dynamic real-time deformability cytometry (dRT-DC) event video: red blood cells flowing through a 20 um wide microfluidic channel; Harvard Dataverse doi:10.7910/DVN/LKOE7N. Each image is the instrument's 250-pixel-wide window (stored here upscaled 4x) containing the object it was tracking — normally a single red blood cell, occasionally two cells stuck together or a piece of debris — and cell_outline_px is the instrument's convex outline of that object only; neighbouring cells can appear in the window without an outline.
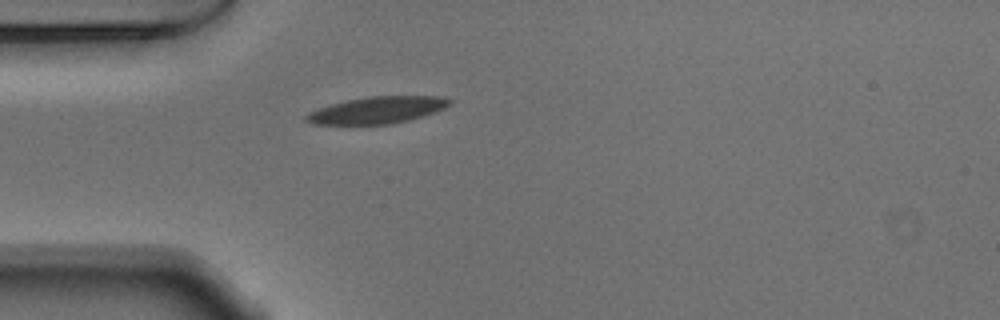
{"species": "Egyptian fruit bat (a non-hibernating species)", "species_latin": "Rousettus aegyptiacus", "temperature_condition": "warm", "stored_images_in_passage": 35, "camera_frame_rate_fps": 3000, "um_per_image_px": 0.085, "animal": {"sex": "male"}, "frame": {"image": 1, "passage_image": 1, "time_ms": 0.0, "image_size_px": [1000, 320], "cell_outline_px": [[452, 104], [436, 112], [424, 116], [392, 124], [312, 124], [304, 120], [304, 116], [308, 112], [328, 104], [344, 100], [368, 96], [440, 96], [452, 100]], "centroid_in_image_um": [32.04, 9.35], "position_along_channel_um": 53.0, "area_um2": 22.72}}
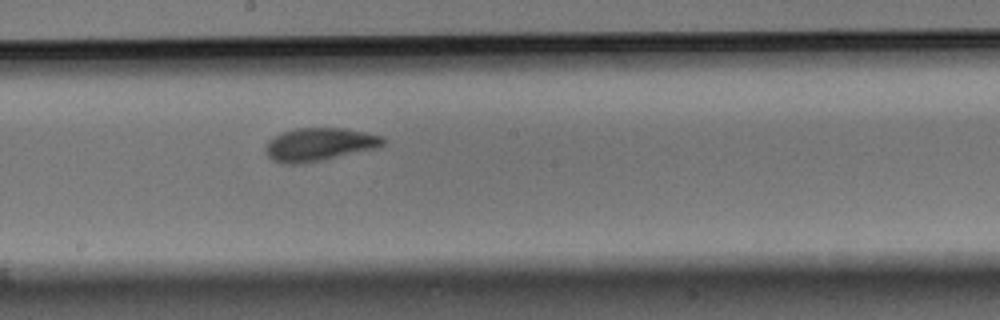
{"frame": {"image": 2, "passage_image": 15, "time_ms": 4.667, "image_size_px": [1000, 320], "cell_outline_px": [[384, 144], [376, 148], [320, 160], [300, 164], [284, 164], [272, 160], [264, 152], [264, 148], [268, 140], [280, 132], [296, 128], [344, 128], [384, 136]], "centroid_in_image_um": [27.08, 12.27], "position_along_channel_um": 221.1, "area_um2": 22.66}}
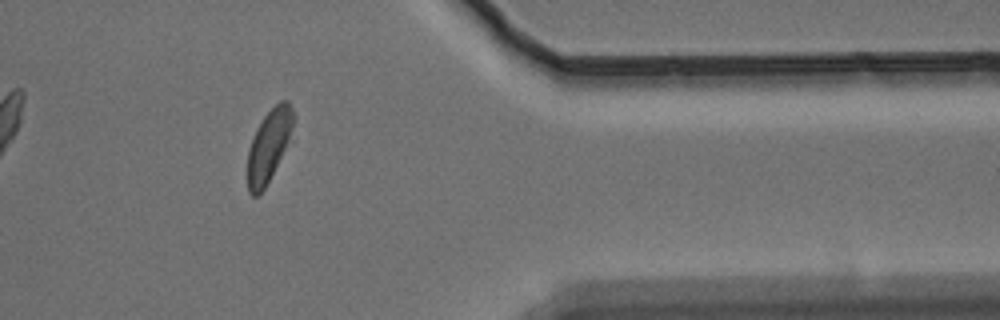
{"frame": {"image": 3, "passage_image": 30, "time_ms": 9.667, "image_size_px": [1000, 320], "cell_outline_px": [[292, 128], [284, 148], [264, 188], [256, 196], [252, 196], [248, 192], [248, 148], [256, 128], [264, 116], [280, 100], [288, 100], [292, 108]], "centroid_in_image_um": [22.8, 12.35], "position_along_channel_um": 388.6, "area_um2": 18.32}, "authors_computed_cell_mechanics": {"area_um2": 22.1952, "velocity_mm_per_s": 3.7316, "shape_relaxation_time_tau1_ms": 3.4599, "shape_relaxation_time_tau2_ms": 0.8941, "deformation_change_tau1": 0.1339, "deformation_change_tau2": 0.0511}}